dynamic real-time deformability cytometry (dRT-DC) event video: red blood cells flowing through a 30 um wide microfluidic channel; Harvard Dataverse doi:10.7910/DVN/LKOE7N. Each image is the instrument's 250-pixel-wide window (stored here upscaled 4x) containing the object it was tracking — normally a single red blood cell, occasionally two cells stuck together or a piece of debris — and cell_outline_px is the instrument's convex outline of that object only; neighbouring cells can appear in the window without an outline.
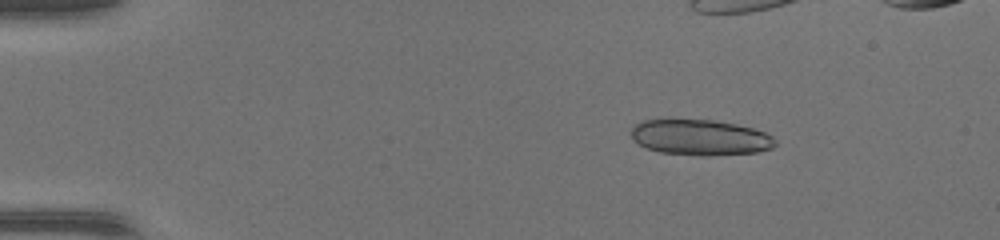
{"species": "common noctule bat (a hibernating species)", "species_latin": "Nyctalus noctula", "temperature_condition": "warm", "stored_images_in_passage": 50, "camera_frame_rate_fps": 3000, "um_per_image_px": 0.085, "animal": {"sex": "female", "body_mass_g": 17.0, "forearm_length_mm": 48.0}, "frame": {"image": 1, "passage_image": 8, "time_ms": 2.333, "image_size_px": [1000, 240], "cell_outline_px": [[776, 144], [772, 148], [760, 152], [704, 156], [700, 156], [660, 152], [648, 148], [632, 140], [632, 128], [636, 124], [644, 120], [672, 116], [712, 120], [736, 124], [752, 128], [764, 132], [772, 136], [776, 140]], "centroid_in_image_um": [59.48, 11.64], "position_along_channel_um": 25.5, "area_um2": 30.81}, "authors_computed_cell_mechanics": {"area_um2": 19.5942, "velocity_mm_per_s": 4.3483, "shape_relaxation_time_tau1_ms": 7.9143, "shape_relaxation_time_tau2_ms": 0.8507, "deformation_change_tau1": 0.2434, "deformation_change_tau2": 0.0648}}